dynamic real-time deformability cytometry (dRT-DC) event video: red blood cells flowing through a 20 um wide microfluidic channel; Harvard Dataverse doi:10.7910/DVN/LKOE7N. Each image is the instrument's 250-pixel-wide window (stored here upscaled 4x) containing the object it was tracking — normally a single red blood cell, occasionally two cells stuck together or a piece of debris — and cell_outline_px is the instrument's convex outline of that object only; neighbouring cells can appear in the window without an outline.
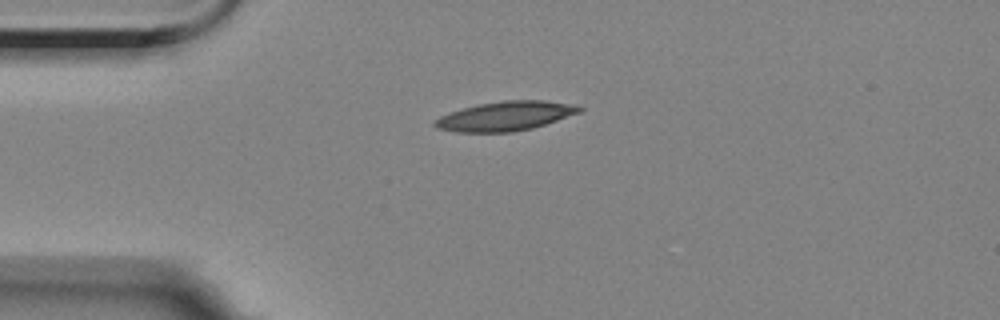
{"species": "Egyptian fruit bat (a non-hibernating species)", "species_latin": "Rousettus aegyptiacus", "temperature_condition": "room temperature", "stored_images_in_passage": 44, "camera_frame_rate_fps": 3000, "um_per_image_px": 0.085, "animal": {"sex": "female"}, "frame": {"image": 1, "passage_image": 1, "time_ms": 0.0, "image_size_px": [1000, 320], "cell_outline_px": [[584, 108], [580, 112], [532, 128], [512, 132], [456, 132], [436, 128], [432, 124], [432, 120], [440, 116], [464, 108], [480, 104], [504, 100], [544, 100], [576, 104]], "centroid_in_image_um": [42.95, 9.86], "position_along_channel_um": 42.1, "area_um2": 24.62}}
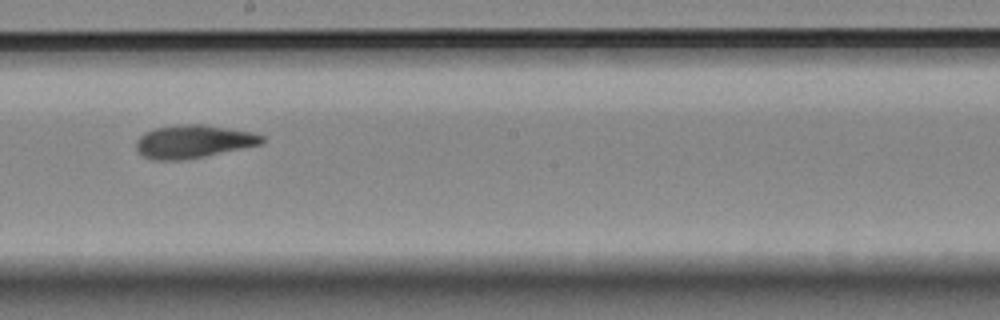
{"frame": {"image": 2, "passage_image": 19, "time_ms": 6.0, "image_size_px": [1000, 320], "cell_outline_px": [[264, 140], [260, 144], [204, 156], [184, 160], [152, 160], [144, 156], [136, 148], [136, 140], [144, 132], [156, 128], [180, 124], [204, 124], [252, 132], [264, 136]], "centroid_in_image_um": [16.4, 12.02], "position_along_channel_um": 231.8, "area_um2": 24.04}}
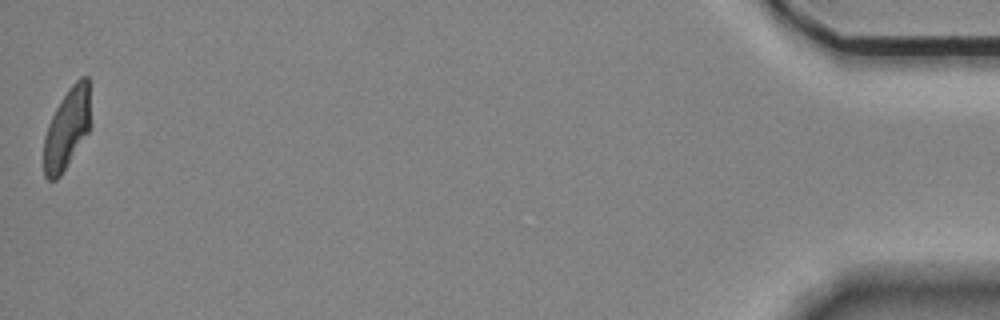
{"frame": {"image": 3, "passage_image": 44, "time_ms": 14.333, "image_size_px": [1000, 320], "cell_outline_px": [[92, 128], [60, 176], [56, 180], [48, 180], [44, 176], [44, 136], [48, 124], [56, 108], [68, 88], [80, 76], [88, 76], [92, 124]], "centroid_in_image_um": [5.73, 10.91], "position_along_channel_um": 429.5, "area_um2": 22.48}, "authors_computed_cell_mechanics": {"area_um2": 23.8714, "velocity_mm_per_s": 3.497, "shape_relaxation_time_tau1_ms": 7.4907, "shape_relaxation_time_tau2_ms": 3.7649, "deformation_change_tau1": 0.2145, "deformation_change_tau2": 0.1024}}